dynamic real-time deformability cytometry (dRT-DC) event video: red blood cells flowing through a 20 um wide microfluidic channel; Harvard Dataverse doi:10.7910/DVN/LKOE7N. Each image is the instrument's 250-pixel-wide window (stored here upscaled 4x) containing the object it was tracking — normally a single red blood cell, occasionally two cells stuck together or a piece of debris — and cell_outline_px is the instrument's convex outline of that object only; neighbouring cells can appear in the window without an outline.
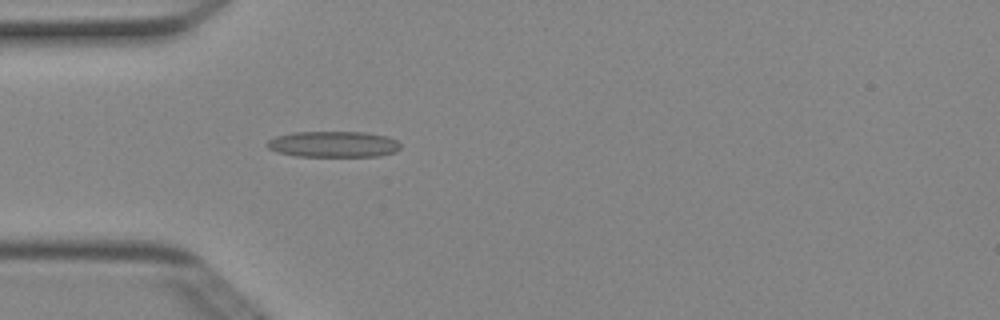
{"species": "Egyptian fruit bat (a non-hibernating species)", "species_latin": "Rousettus aegyptiacus", "temperature_condition": "cold", "stored_images_in_passage": 3, "camera_frame_rate_fps": 3000, "um_per_image_px": 0.085, "animal": {"sex": "female"}, "frame": {"image": 1, "passage_image": 3, "time_ms": 0.667, "image_size_px": [1000, 320], "cell_outline_px": [[400, 148], [396, 152], [380, 156], [296, 156], [280, 152], [268, 148], [268, 140], [276, 136], [292, 132], [364, 132], [388, 136], [396, 140], [400, 144]], "centroid_in_image_um": [28.38, 12.25], "position_along_channel_um": 56.6, "area_um2": 20.17}}